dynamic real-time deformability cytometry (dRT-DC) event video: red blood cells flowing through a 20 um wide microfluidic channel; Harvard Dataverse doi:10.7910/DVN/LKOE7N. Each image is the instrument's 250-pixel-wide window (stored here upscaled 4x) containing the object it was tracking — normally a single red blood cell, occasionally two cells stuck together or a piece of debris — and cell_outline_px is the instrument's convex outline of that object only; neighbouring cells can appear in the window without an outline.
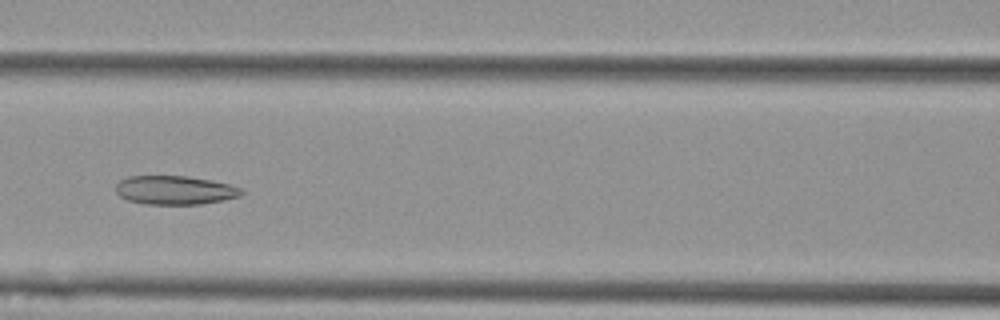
{"species": "Egyptian fruit bat (a non-hibernating species)", "species_latin": "Rousettus aegyptiacus", "temperature_condition": "cold", "stored_images_in_passage": 56, "camera_frame_rate_fps": 3000, "um_per_image_px": 0.085, "animal": {"sex": "female"}, "frame": {"image": 1, "passage_image": 25, "time_ms": 8.0, "image_size_px": [1000, 320], "cell_outline_px": [[244, 192], [240, 196], [224, 200], [200, 204], [144, 204], [128, 200], [120, 196], [116, 192], [116, 184], [120, 180], [128, 176], [188, 176], [212, 180], [228, 184], [240, 188]], "centroid_in_image_um": [14.86, 16.16], "position_along_channel_um": 151.7, "area_um2": 21.1}}
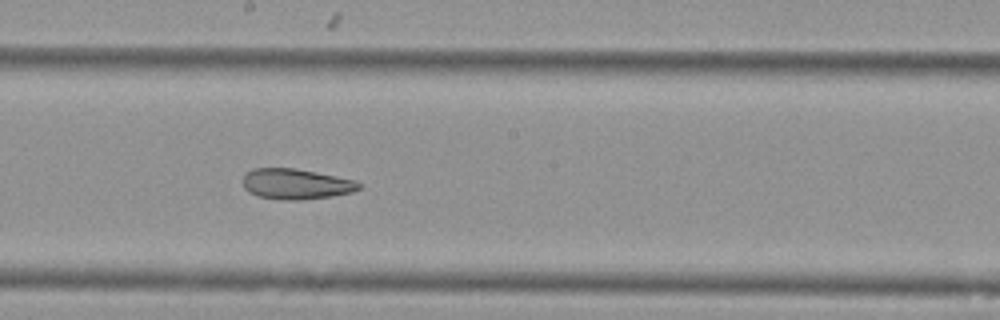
{"frame": {"image": 2, "passage_image": 31, "time_ms": 10.0, "image_size_px": [1000, 320], "cell_outline_px": [[360, 188], [352, 192], [332, 196], [296, 200], [280, 200], [256, 196], [248, 192], [244, 188], [244, 172], [252, 168], [296, 168], [356, 180], [360, 184]], "centroid_in_image_um": [25.12, 15.63], "position_along_channel_um": 223.1, "area_um2": 20.75}}
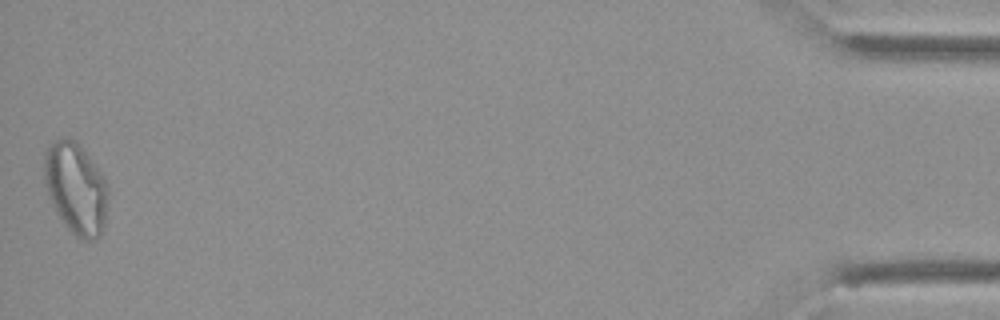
{"frame": {"image": 3, "passage_image": 56, "time_ms": 18.333, "image_size_px": [1000, 320], "cell_outline_px": [[108, 192], [104, 224], [100, 236], [96, 240], [80, 240], [64, 224], [56, 212], [44, 184], [44, 152], [48, 144], [52, 140], [72, 140], [84, 152], [96, 168], [104, 180]], "centroid_in_image_um": [6.41, 16.07], "position_along_channel_um": 428.8, "area_um2": 33.29}, "authors_computed_cell_mechanics": {"area_um2": 26.7903, "velocity_mm_per_s": 3.5818, "shape_relaxation_time_tau1_ms": null, "shape_relaxation_time_tau2_ms": 3.3952, "deformation_change_tau1": null, "deformation_change_tau2": 0.1007}}